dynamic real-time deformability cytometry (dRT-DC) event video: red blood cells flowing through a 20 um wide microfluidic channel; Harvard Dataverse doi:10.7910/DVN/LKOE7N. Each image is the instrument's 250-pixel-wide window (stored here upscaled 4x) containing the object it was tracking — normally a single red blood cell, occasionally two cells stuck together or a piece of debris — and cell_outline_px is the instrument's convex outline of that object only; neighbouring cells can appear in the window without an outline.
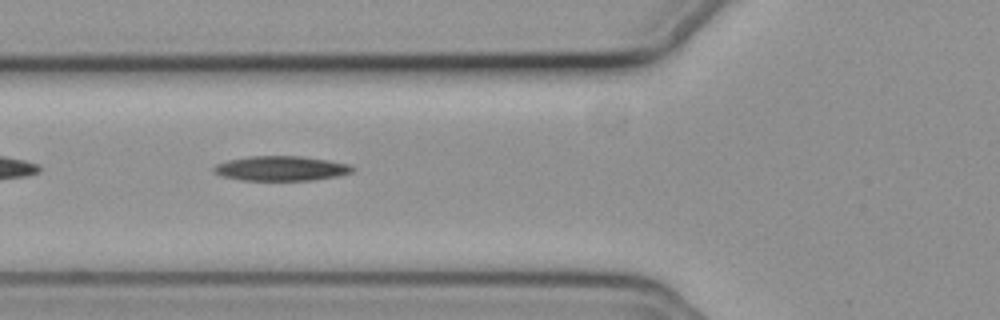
{"species": "common noctule bat (a hibernating species)", "species_latin": "Nyctalus noctula", "temperature_condition": "cold", "stored_images_in_passage": 35, "camera_frame_rate_fps": 3000, "um_per_image_px": 0.085, "animal": {"sex": "female", "body_mass_g": 19.3, "forearm_length_mm": 54.1}, "frame": {"image": 1, "passage_image": 6, "time_ms": 1.667, "image_size_px": [1000, 320], "cell_outline_px": [[356, 168], [352, 172], [340, 176], [312, 180], [240, 180], [220, 176], [212, 172], [212, 168], [216, 164], [228, 160], [248, 156], [300, 156], [328, 160], [352, 164]], "centroid_in_image_um": [23.9, 14.31], "position_along_channel_um": 101.9, "area_um2": 20.29}}
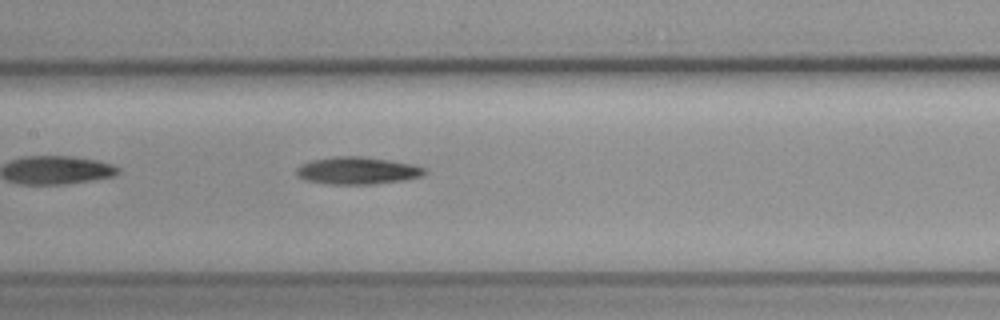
{"frame": {"image": 2, "passage_image": 12, "time_ms": 3.667, "image_size_px": [1000, 320], "cell_outline_px": [[428, 172], [424, 176], [404, 180], [372, 184], [328, 184], [304, 180], [296, 176], [296, 168], [300, 164], [312, 160], [336, 156], [360, 156], [388, 160], [412, 164], [424, 168]], "centroid_in_image_um": [30.36, 14.51], "position_along_channel_um": 177.0, "area_um2": 20.52}}
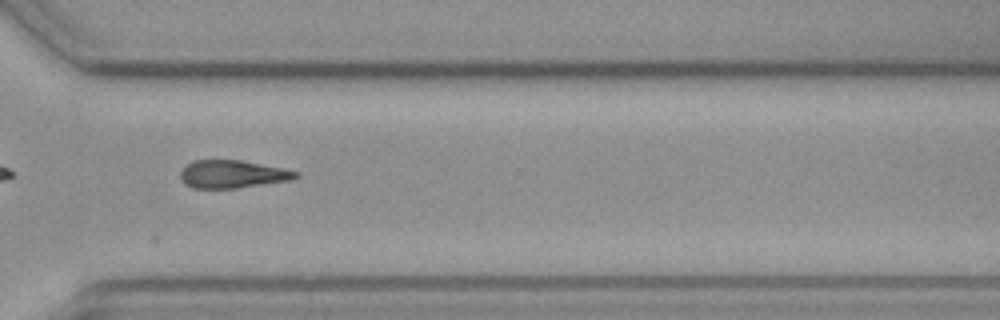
{"frame": {"image": 3, "passage_image": 26, "time_ms": 8.333, "image_size_px": [1000, 320], "cell_outline_px": [[300, 176], [292, 180], [236, 188], [192, 188], [184, 184], [180, 180], [180, 172], [192, 160], [240, 160], [284, 168], [300, 172]], "centroid_in_image_um": [19.77, 14.8], "position_along_channel_um": 350.8, "area_um2": 18.84}, "authors_computed_cell_mechanics": {"area_um2": 19.363, "velocity_mm_per_s": 3.7291, "shape_relaxation_time_tau1_ms": 4.7163, "shape_relaxation_time_tau2_ms": null, "deformation_change_tau1": 0.1064, "deformation_change_tau2": null}}